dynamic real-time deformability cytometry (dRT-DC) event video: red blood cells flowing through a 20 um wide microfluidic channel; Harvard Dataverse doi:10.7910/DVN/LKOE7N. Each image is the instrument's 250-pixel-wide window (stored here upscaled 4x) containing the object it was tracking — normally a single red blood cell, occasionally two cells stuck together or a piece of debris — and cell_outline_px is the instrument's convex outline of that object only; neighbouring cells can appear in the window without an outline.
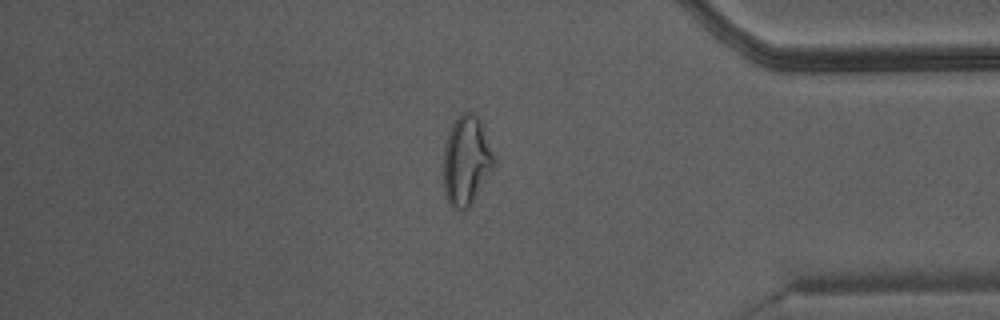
{"species": "Egyptian fruit bat (a non-hibernating species)", "species_latin": "Rousettus aegyptiacus", "temperature_condition": "warm", "stored_images_in_passage": 48, "camera_frame_rate_fps": 3000, "um_per_image_px": 0.085, "animal": {"sex": "male"}, "frame": {"image": 1, "passage_image": 41, "time_ms": 13.333, "image_size_px": [1000, 320], "cell_outline_px": [[496, 164], [472, 204], [464, 212], [460, 212], [452, 208], [448, 204], [444, 196], [444, 148], [448, 132], [452, 124], [460, 112], [472, 112], [480, 120], [496, 160]], "centroid_in_image_um": [39.63, 13.71], "position_along_channel_um": 395.6, "area_um2": 26.76}}